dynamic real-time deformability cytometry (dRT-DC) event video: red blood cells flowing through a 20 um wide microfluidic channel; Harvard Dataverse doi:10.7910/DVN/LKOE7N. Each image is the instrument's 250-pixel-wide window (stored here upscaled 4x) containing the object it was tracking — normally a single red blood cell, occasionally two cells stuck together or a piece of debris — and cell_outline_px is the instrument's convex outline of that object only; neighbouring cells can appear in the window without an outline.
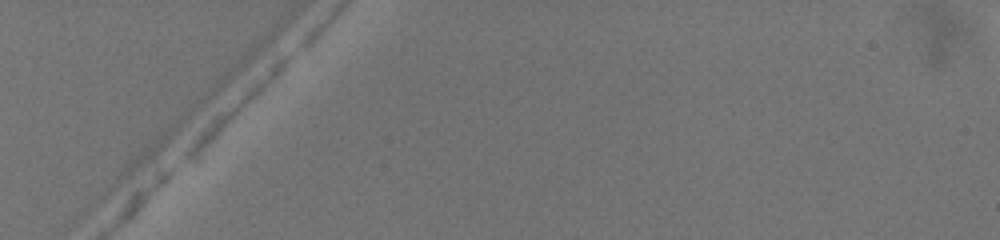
{"species": "common noctule bat (a hibernating species)", "species_latin": "Nyctalus noctula", "temperature_condition": "warm", "stored_images_in_passage": 2, "camera_frame_rate_fps": 3000, "um_per_image_px": 0.085, "animal": {"sex": "female", "body_mass_g": 19.5, "forearm_length_mm": 54.1}, "frame": {"image": 1, "passage_image": 1, "time_ms": 0.0, "image_size_px": [1000, 240], "cell_outline_px": [[292, 56], [232, 116], [188, 156], [184, 156], [184, 152], [196, 132], [280, 56], [288, 52], [292, 52]], "centroid_in_image_um": [19.98, 8.89], "position_along_channel_um": 65.0, "area_um2": 11.04}}